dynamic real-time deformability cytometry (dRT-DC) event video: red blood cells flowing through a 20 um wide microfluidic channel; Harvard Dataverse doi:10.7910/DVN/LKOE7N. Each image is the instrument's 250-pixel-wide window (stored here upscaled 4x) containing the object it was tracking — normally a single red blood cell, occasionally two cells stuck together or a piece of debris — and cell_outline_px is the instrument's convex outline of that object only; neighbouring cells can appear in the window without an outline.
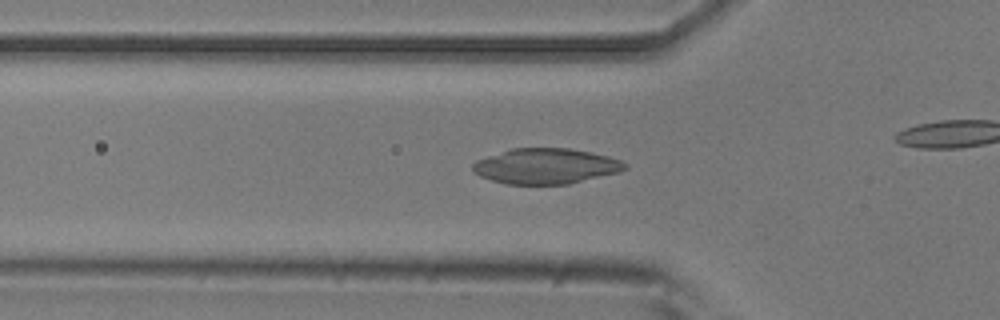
{"species": "common noctule bat (a hibernating species)", "species_latin": "Nyctalus noctula", "temperature_condition": "room temperature", "stored_images_in_passage": 37, "camera_frame_rate_fps": 3000, "um_per_image_px": 0.085, "animal": {"sex": "male", "body_mass_g": 20.5, "forearm_length_mm": 52.5}, "frame": {"image": 1, "passage_image": 13, "time_ms": 4.0, "image_size_px": [1000, 320], "cell_outline_px": [[628, 168], [620, 172], [568, 184], [508, 184], [492, 180], [480, 176], [472, 172], [472, 164], [476, 160], [512, 148], [568, 148], [592, 152], [608, 156], [620, 160], [628, 164]], "centroid_in_image_um": [46.41, 14.12], "position_along_channel_um": 79.4, "area_um2": 31.5}}
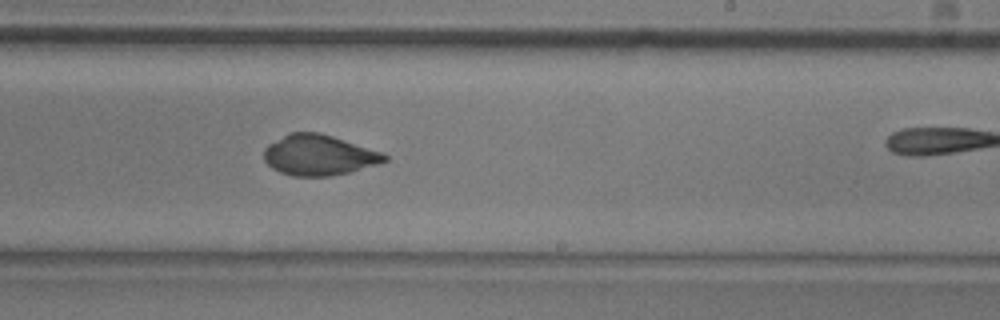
{"frame": {"image": 2, "passage_image": 27, "time_ms": 8.667, "image_size_px": [1000, 320], "cell_outline_px": [[388, 160], [376, 164], [348, 172], [332, 176], [292, 176], [280, 172], [272, 168], [264, 160], [264, 148], [268, 144], [288, 132], [320, 132], [384, 152], [388, 156]], "centroid_in_image_um": [27.09, 13.17], "position_along_channel_um": 261.9, "area_um2": 28.61}}
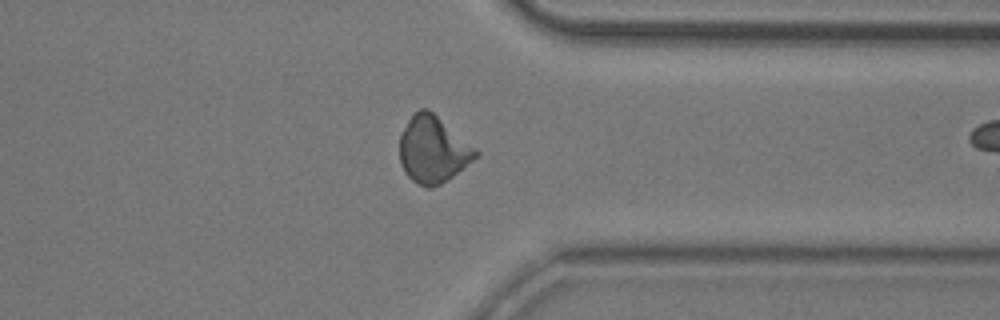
{"frame": {"image": 3, "passage_image": 36, "time_ms": 11.667, "image_size_px": [1000, 320], "cell_outline_px": [[480, 156], [448, 180], [432, 188], [428, 188], [412, 180], [404, 172], [400, 164], [400, 132], [408, 120], [420, 108], [428, 108], [480, 152]], "centroid_in_image_um": [36.81, 12.73], "position_along_channel_um": 374.6, "area_um2": 29.59}}